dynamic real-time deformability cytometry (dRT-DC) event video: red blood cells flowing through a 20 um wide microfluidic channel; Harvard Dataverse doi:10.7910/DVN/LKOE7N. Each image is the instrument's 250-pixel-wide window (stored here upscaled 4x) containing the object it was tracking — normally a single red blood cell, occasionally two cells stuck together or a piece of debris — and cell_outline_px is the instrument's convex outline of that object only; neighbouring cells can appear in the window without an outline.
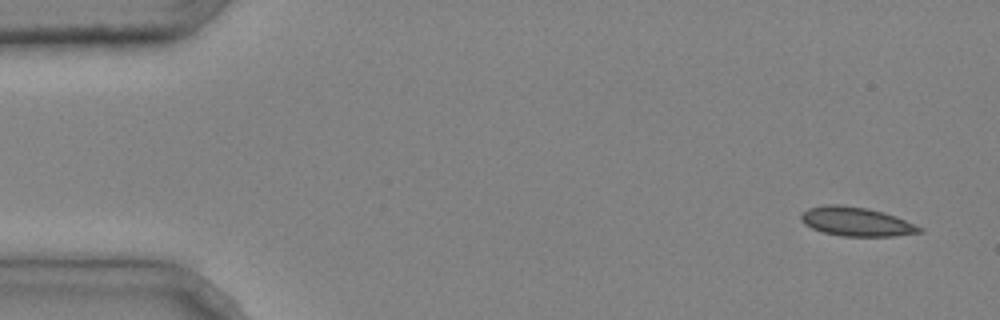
{"species": "common noctule bat (a hibernating species)", "species_latin": "Nyctalus noctula", "temperature_condition": "cold", "stored_images_in_passage": 5, "camera_frame_rate_fps": 3000, "um_per_image_px": 0.085, "animal": {"sex": "male", "body_mass_g": 20.4}, "frame": {"image": 1, "passage_image": 1, "time_ms": 0.0, "image_size_px": [1000, 320], "cell_outline_px": [[924, 232], [896, 236], [844, 236], [824, 232], [812, 228], [804, 224], [800, 220], [800, 216], [808, 208], [824, 204], [840, 204], [868, 208], [884, 212], [896, 216], [924, 228]], "centroid_in_image_um": [72.81, 18.83], "position_along_channel_um": 12.2, "area_um2": 20.17}}
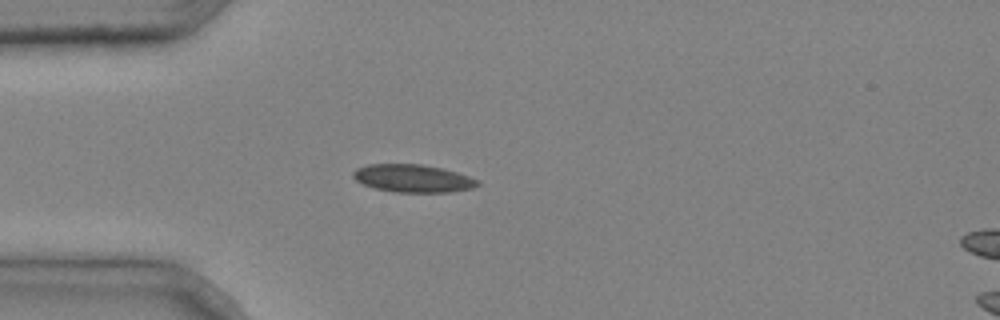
{"frame": {"image": 2, "passage_image": 4, "time_ms": 1.0, "image_size_px": [1000, 320], "cell_outline_px": [[480, 184], [472, 188], [448, 192], [396, 192], [376, 188], [364, 184], [356, 180], [352, 176], [352, 172], [356, 168], [368, 164], [420, 164], [440, 168], [456, 172], [468, 176], [476, 180]], "centroid_in_image_um": [35.05, 15.15], "position_along_channel_um": 49.9, "area_um2": 19.88}}